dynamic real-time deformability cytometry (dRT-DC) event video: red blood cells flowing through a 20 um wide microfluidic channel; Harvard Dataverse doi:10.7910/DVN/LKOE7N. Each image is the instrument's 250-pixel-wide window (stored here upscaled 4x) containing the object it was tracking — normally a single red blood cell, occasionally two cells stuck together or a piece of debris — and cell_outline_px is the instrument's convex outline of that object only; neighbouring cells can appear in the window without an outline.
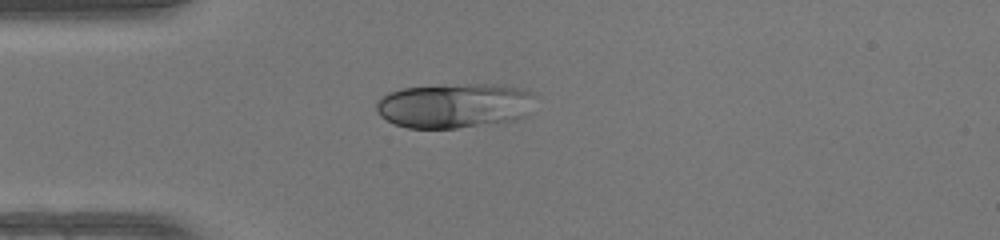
{"species": "human", "species_latin": "Homo sapiens", "temperature_condition": "warm", "stored_images_in_passage": 36, "camera_frame_rate_fps": 3000, "um_per_image_px": 0.085, "donor": {"sex": "female"}, "frame": {"image": 1, "passage_image": 1, "time_ms": 0.0, "image_size_px": [1000, 240], "cell_outline_px": [[536, 96], [524, 116], [516, 120], [456, 128], [408, 128], [396, 124], [380, 116], [376, 112], [376, 100], [388, 92], [404, 88], [468, 84], [496, 84], [520, 88], [532, 92]], "centroid_in_image_um": [38.61, 8.97], "position_along_channel_um": 46.4, "area_um2": 41.33}}
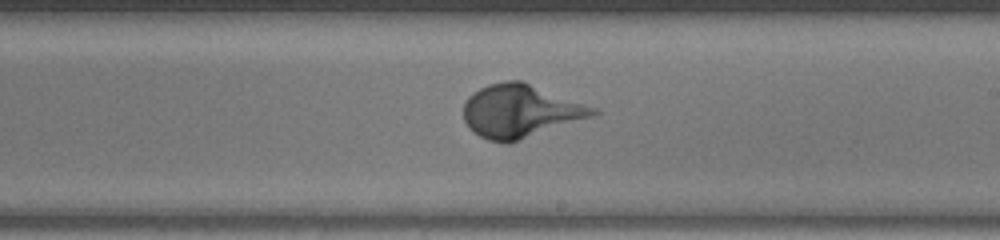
{"frame": {"image": 2, "passage_image": 16, "time_ms": 5.0, "image_size_px": [1000, 240], "cell_outline_px": [[600, 112], [592, 116], [508, 144], [504, 144], [488, 140], [480, 136], [468, 128], [464, 120], [464, 104], [468, 96], [472, 92], [488, 84], [504, 80], [524, 80], [600, 108]], "centroid_in_image_um": [44.25, 9.42], "position_along_channel_um": 244.8, "area_um2": 40.63}}
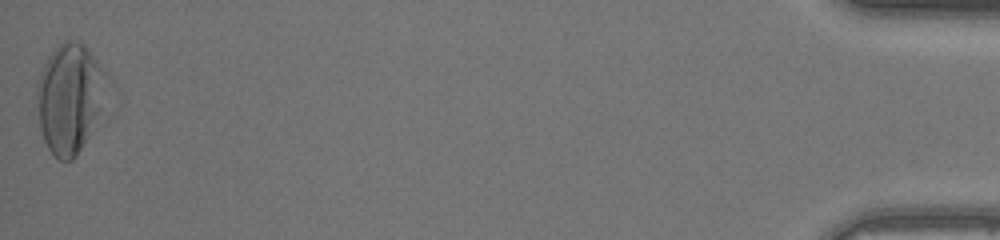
{"frame": {"image": 3, "passage_image": 36, "time_ms": 11.667, "image_size_px": [1000, 240], "cell_outline_px": [[100, 112], [76, 156], [72, 160], [60, 160], [48, 148], [44, 140], [40, 128], [36, 92], [36, 88], [40, 72], [48, 56], [64, 40], [76, 40], [84, 44], [92, 56], [96, 64], [100, 108]], "centroid_in_image_um": [5.76, 8.37], "position_along_channel_um": 429.4, "area_um2": 41.67}}